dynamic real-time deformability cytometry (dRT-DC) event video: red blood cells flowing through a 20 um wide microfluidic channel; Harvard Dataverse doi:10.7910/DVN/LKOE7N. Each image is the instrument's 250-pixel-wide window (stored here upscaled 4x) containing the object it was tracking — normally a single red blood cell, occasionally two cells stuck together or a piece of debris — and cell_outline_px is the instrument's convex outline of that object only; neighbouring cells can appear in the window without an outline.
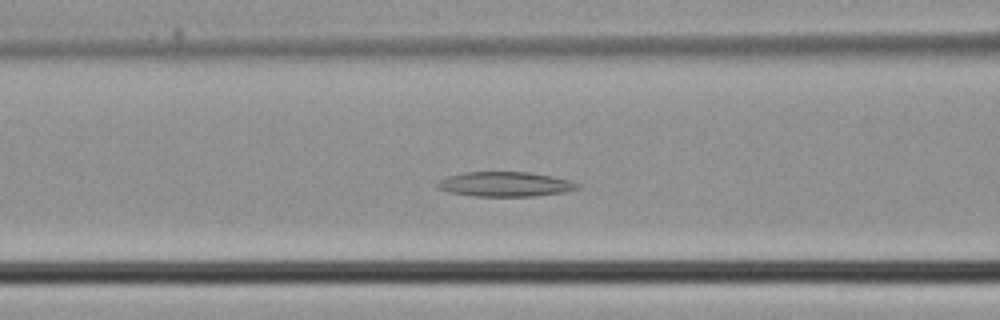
{"species": "common noctule bat (a hibernating species)", "species_latin": "Nyctalus noctula", "temperature_condition": "cold", "stored_images_in_passage": 37, "camera_frame_rate_fps": 3000, "um_per_image_px": 0.085, "animal": {"sex": "male", "body_mass_g": 21.5, "forearm_length_mm": 52.0}, "frame": {"image": 1, "passage_image": 14, "time_ms": 4.333, "image_size_px": [1000, 320], "cell_outline_px": [[580, 188], [568, 192], [536, 196], [476, 196], [448, 192], [436, 188], [436, 184], [440, 180], [448, 176], [464, 172], [528, 172], [552, 176], [572, 180], [580, 184]], "centroid_in_image_um": [42.99, 15.66], "position_along_channel_um": 123.6, "area_um2": 20.4}}
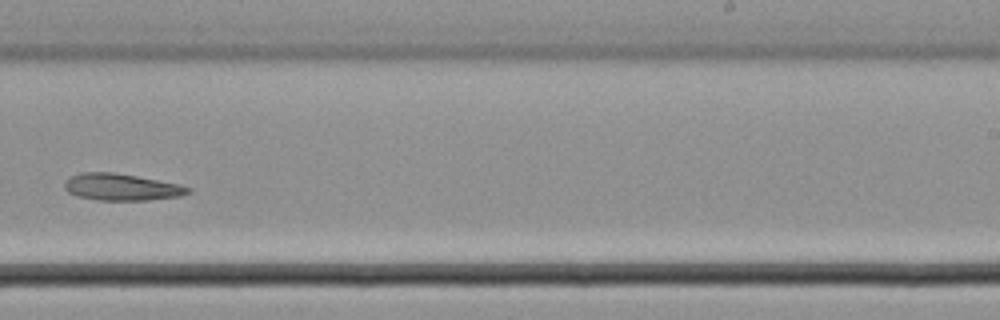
{"frame": {"image": 2, "passage_image": 23, "time_ms": 7.333, "image_size_px": [1000, 320], "cell_outline_px": [[192, 192], [180, 196], [148, 200], [96, 200], [76, 196], [68, 192], [64, 188], [64, 184], [72, 176], [80, 172], [112, 172], [136, 176], [180, 184], [192, 188]], "centroid_in_image_um": [10.35, 15.91], "position_along_channel_um": 278.7, "area_um2": 19.31}}
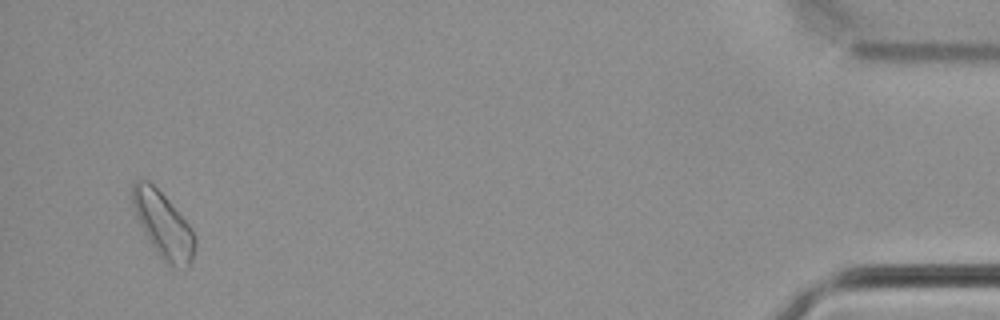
{"frame": {"image": 3, "passage_image": 36, "time_ms": 11.667, "image_size_px": [1000, 320], "cell_outline_px": [[196, 244], [192, 260], [188, 264], [168, 264], [160, 256], [144, 232], [136, 216], [132, 204], [132, 184], [136, 180], [148, 180], [168, 200], [192, 228], [196, 236]], "centroid_in_image_um": [13.86, 19.06], "position_along_channel_um": 421.3, "area_um2": 23.12}}